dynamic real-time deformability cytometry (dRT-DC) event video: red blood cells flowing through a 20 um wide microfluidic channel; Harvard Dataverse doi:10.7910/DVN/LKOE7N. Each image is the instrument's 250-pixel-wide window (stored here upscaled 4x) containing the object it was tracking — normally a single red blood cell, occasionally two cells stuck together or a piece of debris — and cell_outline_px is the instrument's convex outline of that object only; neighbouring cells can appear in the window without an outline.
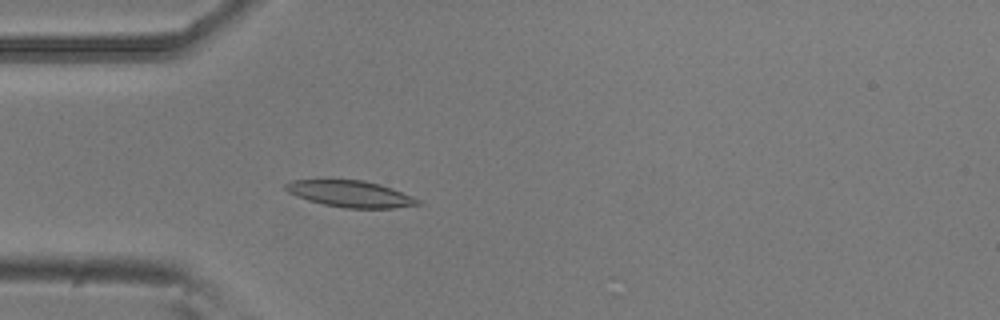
{"species": "common noctule bat (a hibernating species)", "species_latin": "Nyctalus noctula", "temperature_condition": "room temperature", "stored_images_in_passage": 46, "camera_frame_rate_fps": 3000, "um_per_image_px": 0.085, "animal": {"sex": "male", "body_mass_g": 20.5, "forearm_length_mm": 52.5}, "frame": {"image": 1, "passage_image": 8, "time_ms": 2.333, "image_size_px": [1000, 320], "cell_outline_px": [[424, 204], [392, 208], [344, 208], [324, 204], [308, 200], [296, 196], [288, 192], [284, 188], [284, 184], [292, 180], [364, 180], [380, 184], [392, 188], [420, 200]], "centroid_in_image_um": [29.79, 16.48], "position_along_channel_um": 55.2, "area_um2": 20.35}}
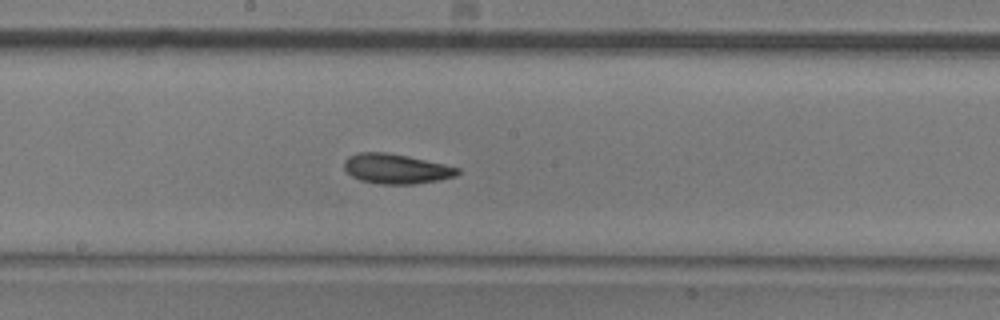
{"frame": {"image": 2, "passage_image": 21, "time_ms": 6.667, "image_size_px": [1000, 320], "cell_outline_px": [[460, 172], [456, 176], [440, 180], [416, 184], [380, 184], [360, 180], [352, 176], [344, 168], [344, 160], [348, 156], [360, 152], [388, 152], [408, 156], [444, 164], [460, 168]], "centroid_in_image_um": [33.68, 14.34], "position_along_channel_um": 214.5, "area_um2": 19.83}}
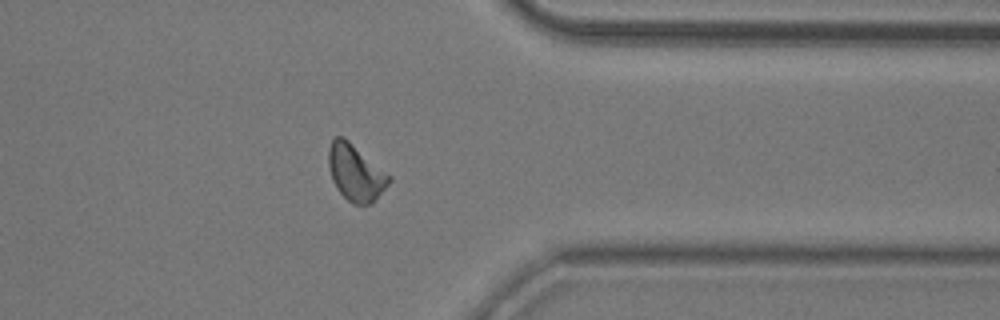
{"frame": {"image": 3, "passage_image": 35, "time_ms": 11.333, "image_size_px": [1000, 320], "cell_outline_px": [[392, 180], [372, 204], [364, 208], [352, 204], [336, 188], [332, 180], [328, 164], [328, 148], [332, 140], [336, 136], [344, 136], [392, 176]], "centroid_in_image_um": [30.24, 14.7], "position_along_channel_um": 381.2, "area_um2": 20.35}, "authors_computed_cell_mechanics": {"area_um2": 19.3052, "velocity_mm_per_s": 3.7771, "shape_relaxation_time_tau1_ms": 3.4862, "shape_relaxation_time_tau2_ms": 2.4225, "deformation_change_tau1": 0.1152, "deformation_change_tau2": 0.0828}}